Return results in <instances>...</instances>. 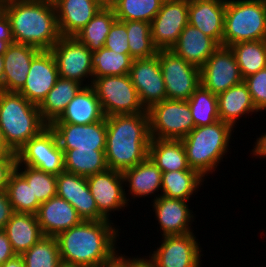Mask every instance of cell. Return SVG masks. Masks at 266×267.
<instances>
[{
	"mask_svg": "<svg viewBox=\"0 0 266 267\" xmlns=\"http://www.w3.org/2000/svg\"><path fill=\"white\" fill-rule=\"evenodd\" d=\"M56 189L57 196L68 201L77 210L82 220H108L98 210L86 177L64 171L57 175Z\"/></svg>",
	"mask_w": 266,
	"mask_h": 267,
	"instance_id": "obj_20",
	"label": "cell"
},
{
	"mask_svg": "<svg viewBox=\"0 0 266 267\" xmlns=\"http://www.w3.org/2000/svg\"><path fill=\"white\" fill-rule=\"evenodd\" d=\"M64 169L68 173L88 177L108 169L105 150L72 149L64 153Z\"/></svg>",
	"mask_w": 266,
	"mask_h": 267,
	"instance_id": "obj_34",
	"label": "cell"
},
{
	"mask_svg": "<svg viewBox=\"0 0 266 267\" xmlns=\"http://www.w3.org/2000/svg\"><path fill=\"white\" fill-rule=\"evenodd\" d=\"M164 0H114L112 8L119 21H145L151 23Z\"/></svg>",
	"mask_w": 266,
	"mask_h": 267,
	"instance_id": "obj_41",
	"label": "cell"
},
{
	"mask_svg": "<svg viewBox=\"0 0 266 267\" xmlns=\"http://www.w3.org/2000/svg\"><path fill=\"white\" fill-rule=\"evenodd\" d=\"M189 201L160 195L151 200L152 211L160 227V236L184 235L194 232L192 223L197 215L189 208ZM193 213V214H192ZM195 216V217H194Z\"/></svg>",
	"mask_w": 266,
	"mask_h": 267,
	"instance_id": "obj_19",
	"label": "cell"
},
{
	"mask_svg": "<svg viewBox=\"0 0 266 267\" xmlns=\"http://www.w3.org/2000/svg\"><path fill=\"white\" fill-rule=\"evenodd\" d=\"M129 75L145 110H149L154 104L167 99L157 55L146 59H134Z\"/></svg>",
	"mask_w": 266,
	"mask_h": 267,
	"instance_id": "obj_15",
	"label": "cell"
},
{
	"mask_svg": "<svg viewBox=\"0 0 266 267\" xmlns=\"http://www.w3.org/2000/svg\"><path fill=\"white\" fill-rule=\"evenodd\" d=\"M21 256L26 267H60L62 265L55 236H43Z\"/></svg>",
	"mask_w": 266,
	"mask_h": 267,
	"instance_id": "obj_42",
	"label": "cell"
},
{
	"mask_svg": "<svg viewBox=\"0 0 266 267\" xmlns=\"http://www.w3.org/2000/svg\"><path fill=\"white\" fill-rule=\"evenodd\" d=\"M50 51L55 58L59 77L77 81L83 86L92 84V52L87 46L75 37L62 36Z\"/></svg>",
	"mask_w": 266,
	"mask_h": 267,
	"instance_id": "obj_11",
	"label": "cell"
},
{
	"mask_svg": "<svg viewBox=\"0 0 266 267\" xmlns=\"http://www.w3.org/2000/svg\"><path fill=\"white\" fill-rule=\"evenodd\" d=\"M106 116L93 87L83 86L69 102L63 113L52 123L87 125L103 120Z\"/></svg>",
	"mask_w": 266,
	"mask_h": 267,
	"instance_id": "obj_27",
	"label": "cell"
},
{
	"mask_svg": "<svg viewBox=\"0 0 266 267\" xmlns=\"http://www.w3.org/2000/svg\"><path fill=\"white\" fill-rule=\"evenodd\" d=\"M218 115L223 122L236 128L239 119L249 114H258L254 106L247 84L241 83L230 87L217 95ZM239 118V119H238Z\"/></svg>",
	"mask_w": 266,
	"mask_h": 267,
	"instance_id": "obj_28",
	"label": "cell"
},
{
	"mask_svg": "<svg viewBox=\"0 0 266 267\" xmlns=\"http://www.w3.org/2000/svg\"><path fill=\"white\" fill-rule=\"evenodd\" d=\"M122 174L124 186L128 188L125 191L128 203L132 201L129 195L132 196L131 199L136 198V200L140 197L146 198L149 195V198L153 197L152 200H155L161 195L162 171L149 157L134 167L124 170Z\"/></svg>",
	"mask_w": 266,
	"mask_h": 267,
	"instance_id": "obj_21",
	"label": "cell"
},
{
	"mask_svg": "<svg viewBox=\"0 0 266 267\" xmlns=\"http://www.w3.org/2000/svg\"><path fill=\"white\" fill-rule=\"evenodd\" d=\"M195 127L214 124L220 120L217 95L200 85L187 100Z\"/></svg>",
	"mask_w": 266,
	"mask_h": 267,
	"instance_id": "obj_39",
	"label": "cell"
},
{
	"mask_svg": "<svg viewBox=\"0 0 266 267\" xmlns=\"http://www.w3.org/2000/svg\"><path fill=\"white\" fill-rule=\"evenodd\" d=\"M60 267H81V266H71V265L62 264Z\"/></svg>",
	"mask_w": 266,
	"mask_h": 267,
	"instance_id": "obj_57",
	"label": "cell"
},
{
	"mask_svg": "<svg viewBox=\"0 0 266 267\" xmlns=\"http://www.w3.org/2000/svg\"><path fill=\"white\" fill-rule=\"evenodd\" d=\"M105 157L108 169L123 172L146 160L149 155V115L116 114L106 117Z\"/></svg>",
	"mask_w": 266,
	"mask_h": 267,
	"instance_id": "obj_2",
	"label": "cell"
},
{
	"mask_svg": "<svg viewBox=\"0 0 266 267\" xmlns=\"http://www.w3.org/2000/svg\"><path fill=\"white\" fill-rule=\"evenodd\" d=\"M148 157L162 173L191 169L181 140L151 139Z\"/></svg>",
	"mask_w": 266,
	"mask_h": 267,
	"instance_id": "obj_30",
	"label": "cell"
},
{
	"mask_svg": "<svg viewBox=\"0 0 266 267\" xmlns=\"http://www.w3.org/2000/svg\"><path fill=\"white\" fill-rule=\"evenodd\" d=\"M3 72H4V68H3V56L0 55V90H2V77H3Z\"/></svg>",
	"mask_w": 266,
	"mask_h": 267,
	"instance_id": "obj_55",
	"label": "cell"
},
{
	"mask_svg": "<svg viewBox=\"0 0 266 267\" xmlns=\"http://www.w3.org/2000/svg\"><path fill=\"white\" fill-rule=\"evenodd\" d=\"M147 111L151 139L181 140L195 128L187 100L165 99Z\"/></svg>",
	"mask_w": 266,
	"mask_h": 267,
	"instance_id": "obj_7",
	"label": "cell"
},
{
	"mask_svg": "<svg viewBox=\"0 0 266 267\" xmlns=\"http://www.w3.org/2000/svg\"><path fill=\"white\" fill-rule=\"evenodd\" d=\"M4 188L14 212L37 213L41 203L33 197L31 185L13 166L6 174Z\"/></svg>",
	"mask_w": 266,
	"mask_h": 267,
	"instance_id": "obj_33",
	"label": "cell"
},
{
	"mask_svg": "<svg viewBox=\"0 0 266 267\" xmlns=\"http://www.w3.org/2000/svg\"><path fill=\"white\" fill-rule=\"evenodd\" d=\"M0 158H15V153L5 143L1 127H0Z\"/></svg>",
	"mask_w": 266,
	"mask_h": 267,
	"instance_id": "obj_51",
	"label": "cell"
},
{
	"mask_svg": "<svg viewBox=\"0 0 266 267\" xmlns=\"http://www.w3.org/2000/svg\"><path fill=\"white\" fill-rule=\"evenodd\" d=\"M201 85L218 95L244 81L235 56L227 46H219L200 68Z\"/></svg>",
	"mask_w": 266,
	"mask_h": 267,
	"instance_id": "obj_14",
	"label": "cell"
},
{
	"mask_svg": "<svg viewBox=\"0 0 266 267\" xmlns=\"http://www.w3.org/2000/svg\"><path fill=\"white\" fill-rule=\"evenodd\" d=\"M58 78L59 72L52 52L40 50L32 59L26 83L19 93L39 106Z\"/></svg>",
	"mask_w": 266,
	"mask_h": 267,
	"instance_id": "obj_17",
	"label": "cell"
},
{
	"mask_svg": "<svg viewBox=\"0 0 266 267\" xmlns=\"http://www.w3.org/2000/svg\"><path fill=\"white\" fill-rule=\"evenodd\" d=\"M35 215L44 236L56 237L59 233L83 221L77 210L68 201L58 196L41 203Z\"/></svg>",
	"mask_w": 266,
	"mask_h": 267,
	"instance_id": "obj_23",
	"label": "cell"
},
{
	"mask_svg": "<svg viewBox=\"0 0 266 267\" xmlns=\"http://www.w3.org/2000/svg\"><path fill=\"white\" fill-rule=\"evenodd\" d=\"M3 231L16 255H22L44 236L36 215L31 213L14 212Z\"/></svg>",
	"mask_w": 266,
	"mask_h": 267,
	"instance_id": "obj_29",
	"label": "cell"
},
{
	"mask_svg": "<svg viewBox=\"0 0 266 267\" xmlns=\"http://www.w3.org/2000/svg\"><path fill=\"white\" fill-rule=\"evenodd\" d=\"M263 42H264L265 45H266V30H265V34H264V37H263Z\"/></svg>",
	"mask_w": 266,
	"mask_h": 267,
	"instance_id": "obj_58",
	"label": "cell"
},
{
	"mask_svg": "<svg viewBox=\"0 0 266 267\" xmlns=\"http://www.w3.org/2000/svg\"><path fill=\"white\" fill-rule=\"evenodd\" d=\"M126 25L130 56L133 59L154 57L158 49L152 42L151 23L145 21H122Z\"/></svg>",
	"mask_w": 266,
	"mask_h": 267,
	"instance_id": "obj_38",
	"label": "cell"
},
{
	"mask_svg": "<svg viewBox=\"0 0 266 267\" xmlns=\"http://www.w3.org/2000/svg\"><path fill=\"white\" fill-rule=\"evenodd\" d=\"M225 8L226 0H189L188 23L221 46Z\"/></svg>",
	"mask_w": 266,
	"mask_h": 267,
	"instance_id": "obj_22",
	"label": "cell"
},
{
	"mask_svg": "<svg viewBox=\"0 0 266 267\" xmlns=\"http://www.w3.org/2000/svg\"><path fill=\"white\" fill-rule=\"evenodd\" d=\"M167 99L188 100L201 85L200 69L171 50H158Z\"/></svg>",
	"mask_w": 266,
	"mask_h": 267,
	"instance_id": "obj_10",
	"label": "cell"
},
{
	"mask_svg": "<svg viewBox=\"0 0 266 267\" xmlns=\"http://www.w3.org/2000/svg\"><path fill=\"white\" fill-rule=\"evenodd\" d=\"M102 8H110L113 5L114 0H92Z\"/></svg>",
	"mask_w": 266,
	"mask_h": 267,
	"instance_id": "obj_53",
	"label": "cell"
},
{
	"mask_svg": "<svg viewBox=\"0 0 266 267\" xmlns=\"http://www.w3.org/2000/svg\"><path fill=\"white\" fill-rule=\"evenodd\" d=\"M82 87L83 85L77 81L59 77L38 106L42 119L50 125L63 113Z\"/></svg>",
	"mask_w": 266,
	"mask_h": 267,
	"instance_id": "obj_31",
	"label": "cell"
},
{
	"mask_svg": "<svg viewBox=\"0 0 266 267\" xmlns=\"http://www.w3.org/2000/svg\"><path fill=\"white\" fill-rule=\"evenodd\" d=\"M14 159L15 158H0V190L4 188L6 174L12 167Z\"/></svg>",
	"mask_w": 266,
	"mask_h": 267,
	"instance_id": "obj_50",
	"label": "cell"
},
{
	"mask_svg": "<svg viewBox=\"0 0 266 267\" xmlns=\"http://www.w3.org/2000/svg\"><path fill=\"white\" fill-rule=\"evenodd\" d=\"M14 42L51 50L62 37L53 0H5Z\"/></svg>",
	"mask_w": 266,
	"mask_h": 267,
	"instance_id": "obj_3",
	"label": "cell"
},
{
	"mask_svg": "<svg viewBox=\"0 0 266 267\" xmlns=\"http://www.w3.org/2000/svg\"><path fill=\"white\" fill-rule=\"evenodd\" d=\"M259 136L260 137L257 136L256 141L254 142L255 146L253 145L251 151V154L253 155L252 158L266 159V132Z\"/></svg>",
	"mask_w": 266,
	"mask_h": 267,
	"instance_id": "obj_49",
	"label": "cell"
},
{
	"mask_svg": "<svg viewBox=\"0 0 266 267\" xmlns=\"http://www.w3.org/2000/svg\"><path fill=\"white\" fill-rule=\"evenodd\" d=\"M86 179L98 210L108 220L112 216L111 213L121 211V209H126L129 206L125 197L127 188L124 186L122 172L107 169L101 173L88 176Z\"/></svg>",
	"mask_w": 266,
	"mask_h": 267,
	"instance_id": "obj_16",
	"label": "cell"
},
{
	"mask_svg": "<svg viewBox=\"0 0 266 267\" xmlns=\"http://www.w3.org/2000/svg\"><path fill=\"white\" fill-rule=\"evenodd\" d=\"M15 159L21 165L31 166L56 176L65 171L64 152L50 125L21 147L16 152Z\"/></svg>",
	"mask_w": 266,
	"mask_h": 267,
	"instance_id": "obj_9",
	"label": "cell"
},
{
	"mask_svg": "<svg viewBox=\"0 0 266 267\" xmlns=\"http://www.w3.org/2000/svg\"><path fill=\"white\" fill-rule=\"evenodd\" d=\"M61 36L74 37L102 8L92 0H53Z\"/></svg>",
	"mask_w": 266,
	"mask_h": 267,
	"instance_id": "obj_25",
	"label": "cell"
},
{
	"mask_svg": "<svg viewBox=\"0 0 266 267\" xmlns=\"http://www.w3.org/2000/svg\"><path fill=\"white\" fill-rule=\"evenodd\" d=\"M91 86L95 90L106 117L146 111L129 74L98 77L93 79Z\"/></svg>",
	"mask_w": 266,
	"mask_h": 267,
	"instance_id": "obj_8",
	"label": "cell"
},
{
	"mask_svg": "<svg viewBox=\"0 0 266 267\" xmlns=\"http://www.w3.org/2000/svg\"><path fill=\"white\" fill-rule=\"evenodd\" d=\"M109 267H120V266L117 263H115L114 265L109 266Z\"/></svg>",
	"mask_w": 266,
	"mask_h": 267,
	"instance_id": "obj_59",
	"label": "cell"
},
{
	"mask_svg": "<svg viewBox=\"0 0 266 267\" xmlns=\"http://www.w3.org/2000/svg\"><path fill=\"white\" fill-rule=\"evenodd\" d=\"M2 40L7 41L9 44L15 43L10 27V21L4 13L0 16V41Z\"/></svg>",
	"mask_w": 266,
	"mask_h": 267,
	"instance_id": "obj_48",
	"label": "cell"
},
{
	"mask_svg": "<svg viewBox=\"0 0 266 267\" xmlns=\"http://www.w3.org/2000/svg\"><path fill=\"white\" fill-rule=\"evenodd\" d=\"M116 20L112 7L101 8L74 37L91 52H96L104 47L110 28Z\"/></svg>",
	"mask_w": 266,
	"mask_h": 267,
	"instance_id": "obj_35",
	"label": "cell"
},
{
	"mask_svg": "<svg viewBox=\"0 0 266 267\" xmlns=\"http://www.w3.org/2000/svg\"><path fill=\"white\" fill-rule=\"evenodd\" d=\"M47 126L37 105L19 92L0 90V127L6 145L15 154Z\"/></svg>",
	"mask_w": 266,
	"mask_h": 267,
	"instance_id": "obj_5",
	"label": "cell"
},
{
	"mask_svg": "<svg viewBox=\"0 0 266 267\" xmlns=\"http://www.w3.org/2000/svg\"><path fill=\"white\" fill-rule=\"evenodd\" d=\"M244 78L266 68V45L263 40L242 41L230 46Z\"/></svg>",
	"mask_w": 266,
	"mask_h": 267,
	"instance_id": "obj_36",
	"label": "cell"
},
{
	"mask_svg": "<svg viewBox=\"0 0 266 267\" xmlns=\"http://www.w3.org/2000/svg\"><path fill=\"white\" fill-rule=\"evenodd\" d=\"M12 166L26 179L33 191V197H36L40 203L46 202L52 197L57 196V176L46 173L40 169L21 165L16 159Z\"/></svg>",
	"mask_w": 266,
	"mask_h": 267,
	"instance_id": "obj_40",
	"label": "cell"
},
{
	"mask_svg": "<svg viewBox=\"0 0 266 267\" xmlns=\"http://www.w3.org/2000/svg\"><path fill=\"white\" fill-rule=\"evenodd\" d=\"M16 256L6 233L0 230V265Z\"/></svg>",
	"mask_w": 266,
	"mask_h": 267,
	"instance_id": "obj_47",
	"label": "cell"
},
{
	"mask_svg": "<svg viewBox=\"0 0 266 267\" xmlns=\"http://www.w3.org/2000/svg\"><path fill=\"white\" fill-rule=\"evenodd\" d=\"M266 0H226L222 46L263 40Z\"/></svg>",
	"mask_w": 266,
	"mask_h": 267,
	"instance_id": "obj_6",
	"label": "cell"
},
{
	"mask_svg": "<svg viewBox=\"0 0 266 267\" xmlns=\"http://www.w3.org/2000/svg\"><path fill=\"white\" fill-rule=\"evenodd\" d=\"M233 132L235 129L221 120L211 125L195 127L181 139L190 168L205 179L214 174L231 149L229 143L234 139Z\"/></svg>",
	"mask_w": 266,
	"mask_h": 267,
	"instance_id": "obj_4",
	"label": "cell"
},
{
	"mask_svg": "<svg viewBox=\"0 0 266 267\" xmlns=\"http://www.w3.org/2000/svg\"><path fill=\"white\" fill-rule=\"evenodd\" d=\"M189 0H164L151 22L152 42L158 50H170L188 24Z\"/></svg>",
	"mask_w": 266,
	"mask_h": 267,
	"instance_id": "obj_13",
	"label": "cell"
},
{
	"mask_svg": "<svg viewBox=\"0 0 266 267\" xmlns=\"http://www.w3.org/2000/svg\"><path fill=\"white\" fill-rule=\"evenodd\" d=\"M14 213L8 194L5 188L0 190V230L5 228V225L10 220L11 215Z\"/></svg>",
	"mask_w": 266,
	"mask_h": 267,
	"instance_id": "obj_46",
	"label": "cell"
},
{
	"mask_svg": "<svg viewBox=\"0 0 266 267\" xmlns=\"http://www.w3.org/2000/svg\"><path fill=\"white\" fill-rule=\"evenodd\" d=\"M205 180L194 169L163 172L161 195L189 201L191 196L198 193Z\"/></svg>",
	"mask_w": 266,
	"mask_h": 267,
	"instance_id": "obj_32",
	"label": "cell"
},
{
	"mask_svg": "<svg viewBox=\"0 0 266 267\" xmlns=\"http://www.w3.org/2000/svg\"><path fill=\"white\" fill-rule=\"evenodd\" d=\"M218 47L211 37L188 23L170 50L200 69Z\"/></svg>",
	"mask_w": 266,
	"mask_h": 267,
	"instance_id": "obj_26",
	"label": "cell"
},
{
	"mask_svg": "<svg viewBox=\"0 0 266 267\" xmlns=\"http://www.w3.org/2000/svg\"><path fill=\"white\" fill-rule=\"evenodd\" d=\"M5 0H0V16L4 13Z\"/></svg>",
	"mask_w": 266,
	"mask_h": 267,
	"instance_id": "obj_56",
	"label": "cell"
},
{
	"mask_svg": "<svg viewBox=\"0 0 266 267\" xmlns=\"http://www.w3.org/2000/svg\"><path fill=\"white\" fill-rule=\"evenodd\" d=\"M105 48L121 54H130L126 25L116 20L107 35Z\"/></svg>",
	"mask_w": 266,
	"mask_h": 267,
	"instance_id": "obj_44",
	"label": "cell"
},
{
	"mask_svg": "<svg viewBox=\"0 0 266 267\" xmlns=\"http://www.w3.org/2000/svg\"><path fill=\"white\" fill-rule=\"evenodd\" d=\"M0 267H26L21 255H16L13 258L7 260Z\"/></svg>",
	"mask_w": 266,
	"mask_h": 267,
	"instance_id": "obj_52",
	"label": "cell"
},
{
	"mask_svg": "<svg viewBox=\"0 0 266 267\" xmlns=\"http://www.w3.org/2000/svg\"><path fill=\"white\" fill-rule=\"evenodd\" d=\"M40 50L26 45L13 43L7 47L3 56L2 90L19 92L26 83L27 74L33 57Z\"/></svg>",
	"mask_w": 266,
	"mask_h": 267,
	"instance_id": "obj_24",
	"label": "cell"
},
{
	"mask_svg": "<svg viewBox=\"0 0 266 267\" xmlns=\"http://www.w3.org/2000/svg\"><path fill=\"white\" fill-rule=\"evenodd\" d=\"M145 257V258H144ZM120 267H156V265L148 258V256L138 255L136 256H125L119 252L116 262Z\"/></svg>",
	"mask_w": 266,
	"mask_h": 267,
	"instance_id": "obj_45",
	"label": "cell"
},
{
	"mask_svg": "<svg viewBox=\"0 0 266 267\" xmlns=\"http://www.w3.org/2000/svg\"><path fill=\"white\" fill-rule=\"evenodd\" d=\"M161 238V245L147 255L156 267H202L201 256L204 255V250L195 233Z\"/></svg>",
	"mask_w": 266,
	"mask_h": 267,
	"instance_id": "obj_12",
	"label": "cell"
},
{
	"mask_svg": "<svg viewBox=\"0 0 266 267\" xmlns=\"http://www.w3.org/2000/svg\"><path fill=\"white\" fill-rule=\"evenodd\" d=\"M60 148L65 153L72 149H106V117L87 125H75L71 123H51Z\"/></svg>",
	"mask_w": 266,
	"mask_h": 267,
	"instance_id": "obj_18",
	"label": "cell"
},
{
	"mask_svg": "<svg viewBox=\"0 0 266 267\" xmlns=\"http://www.w3.org/2000/svg\"><path fill=\"white\" fill-rule=\"evenodd\" d=\"M258 112L266 111V68L244 78Z\"/></svg>",
	"mask_w": 266,
	"mask_h": 267,
	"instance_id": "obj_43",
	"label": "cell"
},
{
	"mask_svg": "<svg viewBox=\"0 0 266 267\" xmlns=\"http://www.w3.org/2000/svg\"><path fill=\"white\" fill-rule=\"evenodd\" d=\"M113 220L86 221L56 236L62 264L109 267L117 262L120 230ZM117 227V228H116ZM118 249V250H117Z\"/></svg>",
	"mask_w": 266,
	"mask_h": 267,
	"instance_id": "obj_1",
	"label": "cell"
},
{
	"mask_svg": "<svg viewBox=\"0 0 266 267\" xmlns=\"http://www.w3.org/2000/svg\"><path fill=\"white\" fill-rule=\"evenodd\" d=\"M10 44L7 41H0V55H3Z\"/></svg>",
	"mask_w": 266,
	"mask_h": 267,
	"instance_id": "obj_54",
	"label": "cell"
},
{
	"mask_svg": "<svg viewBox=\"0 0 266 267\" xmlns=\"http://www.w3.org/2000/svg\"><path fill=\"white\" fill-rule=\"evenodd\" d=\"M133 60L130 54H121L105 47L92 52L91 66L93 68V79L129 74Z\"/></svg>",
	"mask_w": 266,
	"mask_h": 267,
	"instance_id": "obj_37",
	"label": "cell"
}]
</instances>
